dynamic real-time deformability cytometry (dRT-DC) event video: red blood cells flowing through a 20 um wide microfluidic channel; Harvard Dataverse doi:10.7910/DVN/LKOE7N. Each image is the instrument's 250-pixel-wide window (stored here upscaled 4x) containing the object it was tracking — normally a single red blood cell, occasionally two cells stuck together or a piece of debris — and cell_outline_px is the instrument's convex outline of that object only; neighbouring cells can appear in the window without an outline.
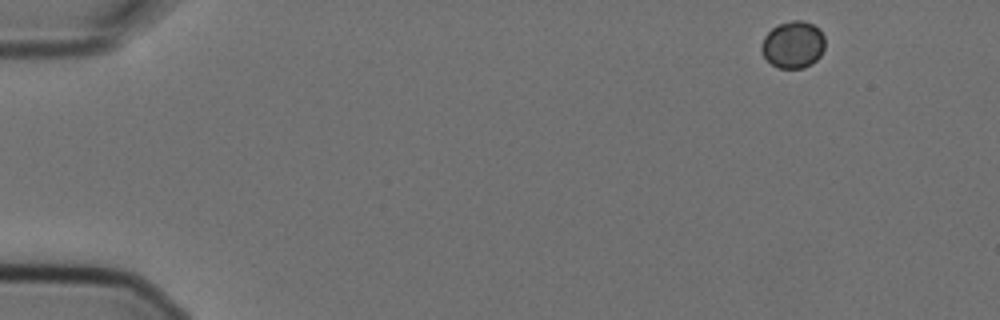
{"species": "Egyptian fruit bat (a non-hibernating species)", "species_latin": "Rousettus aegyptiacus", "temperature_condition": "cold", "stored_images_in_passage": 4, "camera_frame_rate_fps": 3000, "um_per_image_px": 0.085, "animal": {"sex": "female"}, "frame": {"image": 1, "passage_image": 1, "time_ms": 0.0, "image_size_px": [1000, 320], "cell_outline_px": [[824, 48], [820, 56], [812, 64], [804, 68], [780, 68], [772, 64], [764, 56], [760, 48], [764, 36], [776, 24], [792, 20], [804, 20], [820, 28], [824, 36]], "centroid_in_image_um": [67.42, 3.78], "position_along_channel_um": 17.6, "area_um2": 17.57}}